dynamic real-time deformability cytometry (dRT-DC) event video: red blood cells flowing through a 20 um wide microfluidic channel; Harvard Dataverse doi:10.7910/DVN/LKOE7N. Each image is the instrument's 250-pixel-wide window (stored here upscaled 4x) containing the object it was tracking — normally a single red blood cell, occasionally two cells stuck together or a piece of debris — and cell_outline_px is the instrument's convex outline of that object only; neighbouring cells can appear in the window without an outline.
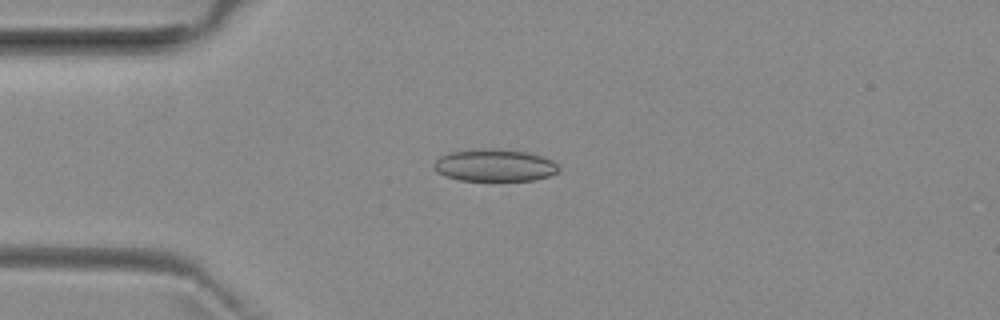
{"species": "common noctule bat (a hibernating species)", "species_latin": "Nyctalus noctula", "temperature_condition": "room temperature", "stored_images_in_passage": 47, "camera_frame_rate_fps": 3000, "um_per_image_px": 0.085, "animal": {"sex": "female", "body_mass_g": 29.2, "forearm_length_mm": 56.3}, "frame": {"image": 1, "passage_image": 8, "time_ms": 2.333, "image_size_px": [1000, 320], "cell_outline_px": [[560, 172], [536, 180], [460, 180], [444, 176], [436, 172], [432, 164], [440, 156], [448, 152], [476, 148], [488, 148], [528, 152], [552, 160], [560, 168]], "centroid_in_image_um": [42.01, 14.04], "position_along_channel_um": 43.0, "area_um2": 23.64}}
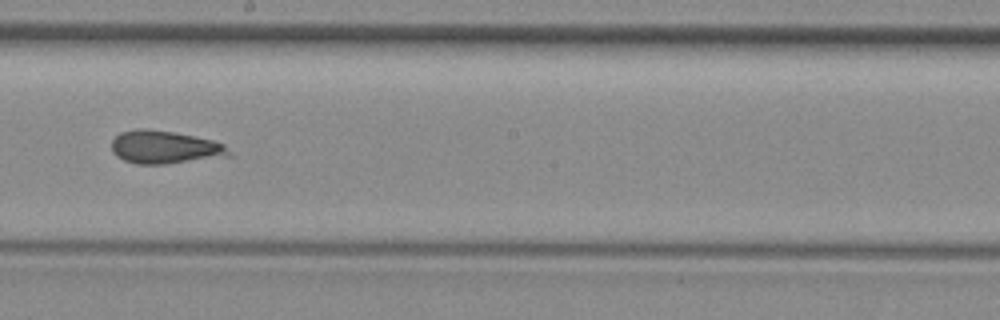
{"frame": {"image": 2, "passage_image": 24, "time_ms": 7.667, "image_size_px": [1000, 320], "cell_outline_px": [[232, 156], [164, 164], [136, 164], [124, 160], [116, 156], [112, 152], [112, 140], [120, 132], [140, 128], [144, 128], [172, 132], [212, 140], [224, 144], [232, 152]], "centroid_in_image_um": [14.01, 12.52], "position_along_channel_um": 234.2, "area_um2": 22.6}}
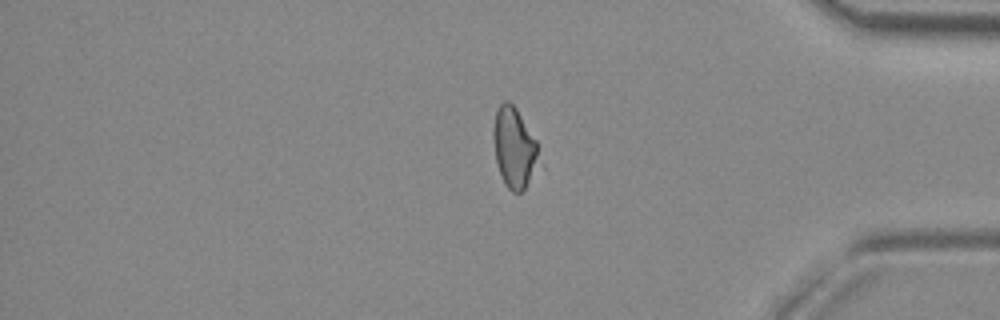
{"frame": {"image": 3, "passage_image": 38, "time_ms": 12.333, "image_size_px": [1000, 320], "cell_outline_px": [[536, 156], [528, 180], [524, 188], [520, 192], [512, 192], [504, 184], [496, 160], [492, 136], [492, 128], [496, 112], [500, 104], [504, 100], [508, 100], [516, 108], [536, 140]], "centroid_in_image_um": [43.62, 12.48], "position_along_channel_um": 391.6, "area_um2": 20.35}, "authors_computed_cell_mechanics": {"area_um2": 22.542, "velocity_mm_per_s": 3.9537, "shape_relaxation_time_tau1_ms": null, "shape_relaxation_time_tau2_ms": 9.2424, "deformation_change_tau1": null, "deformation_change_tau2": 0.2277}}